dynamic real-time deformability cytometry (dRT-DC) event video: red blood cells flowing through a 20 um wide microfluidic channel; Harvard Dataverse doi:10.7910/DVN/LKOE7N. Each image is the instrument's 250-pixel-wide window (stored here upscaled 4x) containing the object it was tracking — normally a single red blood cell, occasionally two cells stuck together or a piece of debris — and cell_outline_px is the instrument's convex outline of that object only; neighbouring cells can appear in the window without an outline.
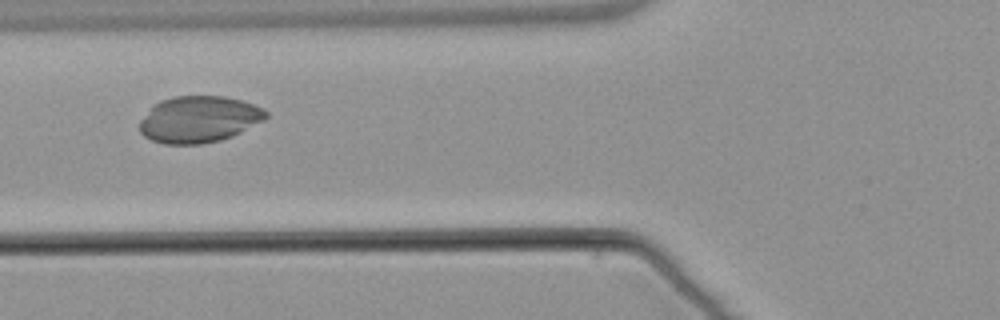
{"species": "common noctule bat (a hibernating species)", "species_latin": "Nyctalus noctula", "temperature_condition": "warm", "stored_images_in_passage": 7, "camera_frame_rate_fps": 3000, "um_per_image_px": 0.085, "animal": {"sex": "male", "body_mass_g": 21.5, "forearm_length_mm": 52.0}, "frame": {"image": 1, "passage_image": 5, "time_ms": 4.667, "image_size_px": [1000, 320], "cell_outline_px": [[268, 116], [264, 120], [232, 136], [220, 140], [200, 144], [164, 144], [152, 140], [144, 136], [140, 132], [140, 120], [160, 100], [172, 96], [224, 96], [240, 100], [264, 108], [268, 112]], "centroid_in_image_um": [16.92, 10.14], "position_along_channel_um": 108.9, "area_um2": 34.1}}